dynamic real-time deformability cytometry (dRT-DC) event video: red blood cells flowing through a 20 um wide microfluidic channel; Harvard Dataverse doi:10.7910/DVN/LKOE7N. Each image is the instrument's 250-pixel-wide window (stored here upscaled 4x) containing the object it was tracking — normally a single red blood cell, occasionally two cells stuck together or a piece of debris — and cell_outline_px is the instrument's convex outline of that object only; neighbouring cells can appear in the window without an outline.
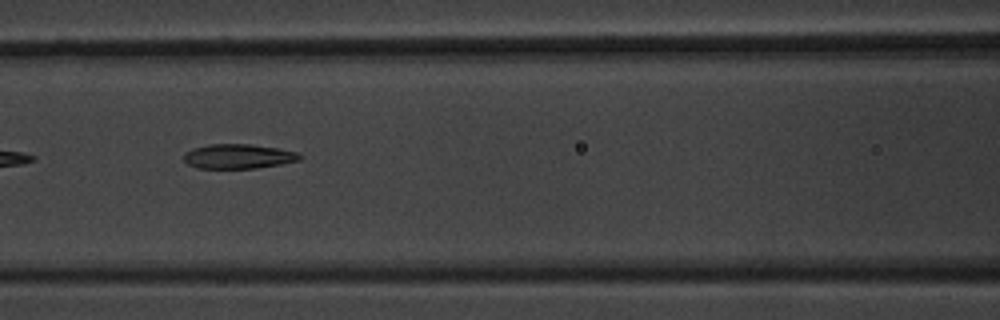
{"species": "common noctule bat (a hibernating species)", "species_latin": "Nyctalus noctula", "temperature_condition": "warm", "stored_images_in_passage": 14, "camera_frame_rate_fps": 3000, "um_per_image_px": 0.085, "animal": {"sex": "male", "body_mass_g": 20.1, "forearm_length_mm": 53.5}, "frame": {"image": 1, "passage_image": 7, "time_ms": 7.667, "image_size_px": [1000, 320], "cell_outline_px": [[304, 156], [300, 160], [280, 164], [256, 168], [196, 168], [188, 164], [184, 160], [184, 152], [192, 148], [208, 144], [248, 144], [280, 148], [300, 152]], "centroid_in_image_um": [20.28, 13.28], "position_along_channel_um": 146.3, "area_um2": 16.82}}
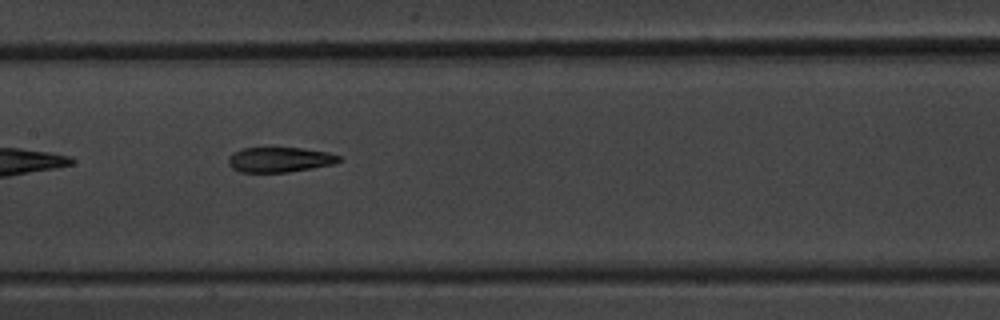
{"frame": {"image": 2, "passage_image": 8, "time_ms": 8.667, "image_size_px": [1000, 320], "cell_outline_px": [[344, 160], [336, 164], [288, 172], [240, 172], [232, 168], [228, 164], [228, 156], [232, 152], [244, 148], [300, 148], [328, 152], [340, 156]], "centroid_in_image_um": [23.79, 13.57], "position_along_channel_um": 183.6, "area_um2": 16.3}}
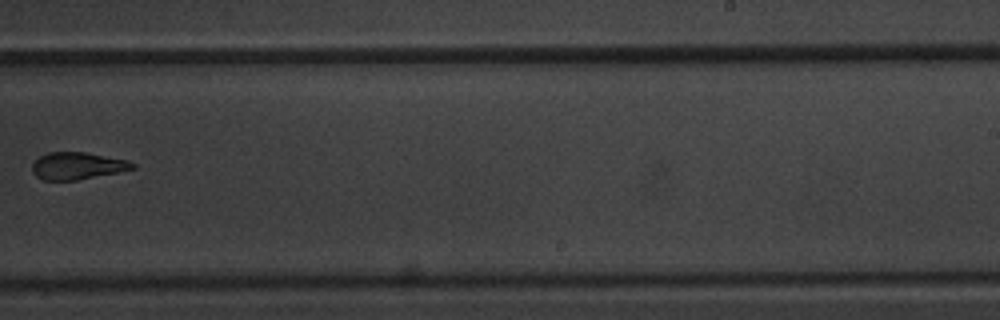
{"frame": {"image": 3, "passage_image": 10, "time_ms": 11.333, "image_size_px": [1000, 320], "cell_outline_px": [[136, 168], [120, 172], [76, 180], [44, 180], [36, 176], [32, 172], [32, 164], [40, 156], [48, 152], [84, 152], [128, 160], [136, 164]], "centroid_in_image_um": [6.59, 14.1], "position_along_channel_um": 282.4, "area_um2": 15.9}, "authors_computed_cell_mechanics": {"area_um2": 17.34, "velocity_mm_per_s": 3.705, "shape_relaxation_time_tau1_ms": null, "shape_relaxation_time_tau2_ms": 6.0082, "deformation_change_tau1": null, "deformation_change_tau2": 0.1152}}